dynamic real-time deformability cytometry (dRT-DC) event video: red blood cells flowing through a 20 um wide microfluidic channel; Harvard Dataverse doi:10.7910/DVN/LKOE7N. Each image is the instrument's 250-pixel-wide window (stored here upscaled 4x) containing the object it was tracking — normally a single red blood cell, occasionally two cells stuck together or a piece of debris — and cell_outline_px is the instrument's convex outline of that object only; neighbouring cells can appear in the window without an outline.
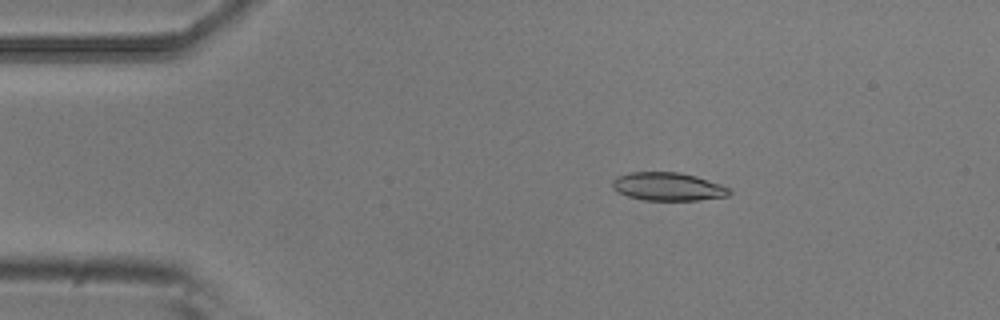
{"species": "common noctule bat (a hibernating species)", "species_latin": "Nyctalus noctula", "temperature_condition": "room temperature", "stored_images_in_passage": 8, "camera_frame_rate_fps": 3000, "um_per_image_px": 0.085, "animal": {"sex": "male", "body_mass_g": 20.5, "forearm_length_mm": 52.5}, "frame": {"image": 1, "passage_image": 3, "time_ms": 0.667, "image_size_px": [1000, 320], "cell_outline_px": [[732, 192], [728, 196], [696, 200], [644, 200], [628, 196], [612, 188], [612, 180], [616, 176], [628, 172], [680, 172], [696, 176], [732, 188]], "centroid_in_image_um": [56.78, 15.85], "position_along_channel_um": 28.2, "area_um2": 19.31}}
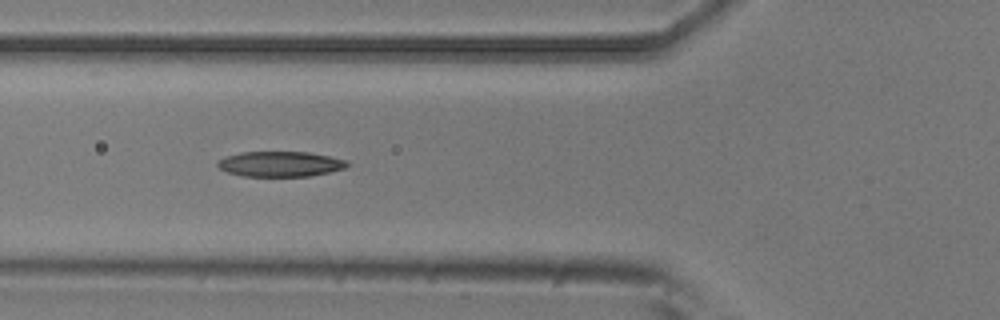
{"frame": {"image": 2, "passage_image": 6, "time_ms": 1.667, "image_size_px": [1000, 320], "cell_outline_px": [[348, 164], [344, 168], [328, 172], [308, 176], [244, 176], [228, 172], [220, 168], [216, 164], [220, 160], [228, 156], [240, 152], [308, 152], [348, 160]], "centroid_in_image_um": [23.83, 13.94], "position_along_channel_um": 102.0, "area_um2": 18.79}}
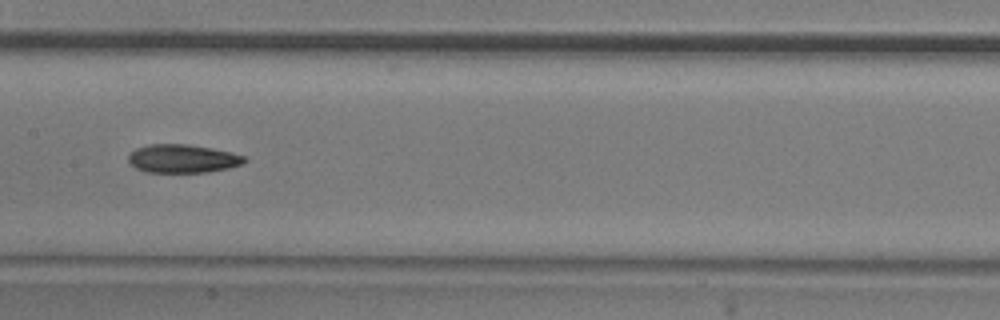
{"frame": {"image": 3, "passage_image": 8, "time_ms": 2.333, "image_size_px": [1000, 320], "cell_outline_px": [[248, 160], [244, 164], [228, 168], [208, 172], [148, 172], [136, 168], [128, 160], [128, 156], [136, 148], [148, 144], [188, 144], [212, 148], [232, 152], [248, 156]], "centroid_in_image_um": [15.59, 13.48], "position_along_channel_um": 191.8, "area_um2": 19.36}}